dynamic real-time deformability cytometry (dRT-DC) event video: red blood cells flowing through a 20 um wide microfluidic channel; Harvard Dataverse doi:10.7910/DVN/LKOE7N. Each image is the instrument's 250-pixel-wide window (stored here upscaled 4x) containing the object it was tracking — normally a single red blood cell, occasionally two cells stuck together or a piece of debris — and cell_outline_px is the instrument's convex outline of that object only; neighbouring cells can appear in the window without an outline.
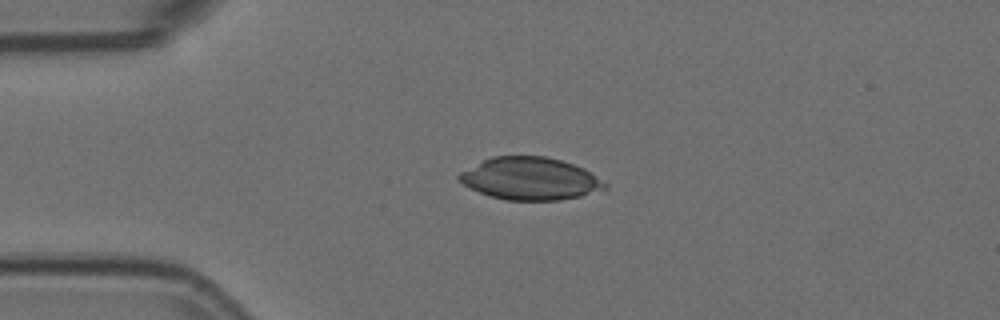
{"species": "Egyptian fruit bat (a non-hibernating species)", "species_latin": "Rousettus aegyptiacus", "temperature_condition": "room temperature", "stored_images_in_passage": 4, "camera_frame_rate_fps": 3000, "um_per_image_px": 0.085, "animal": {"sex": "female"}, "frame": {"image": 1, "passage_image": 3, "time_ms": 0.667, "image_size_px": [1000, 320], "cell_outline_px": [[608, 188], [580, 196], [560, 200], [508, 200], [488, 196], [464, 184], [456, 176], [460, 172], [492, 156], [544, 156], [560, 160], [584, 168], [608, 184]], "centroid_in_image_um": [45.08, 15.19], "position_along_channel_um": 39.9, "area_um2": 35.78}}